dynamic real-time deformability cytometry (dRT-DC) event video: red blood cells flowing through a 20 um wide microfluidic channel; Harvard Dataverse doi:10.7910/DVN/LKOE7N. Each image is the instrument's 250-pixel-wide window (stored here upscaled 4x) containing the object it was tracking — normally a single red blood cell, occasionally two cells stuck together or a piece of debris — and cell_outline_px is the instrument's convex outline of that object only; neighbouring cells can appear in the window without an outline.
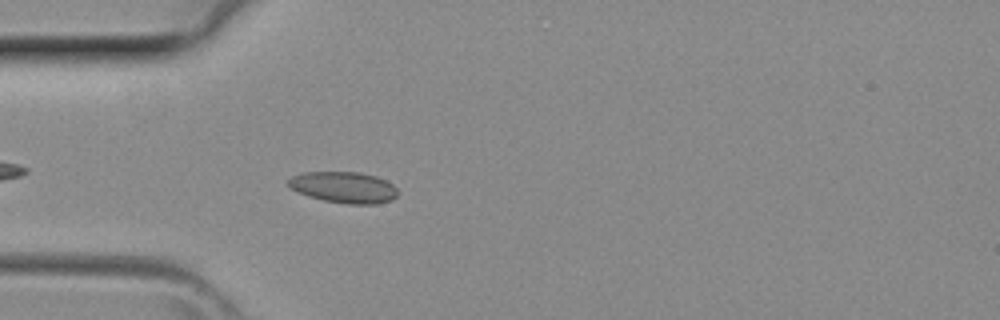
{"species": "common noctule bat (a hibernating species)", "species_latin": "Nyctalus noctula", "temperature_condition": "room temperature", "stored_images_in_passage": 3, "camera_frame_rate_fps": 3000, "um_per_image_px": 0.085, "animal": {"sex": "female", "body_mass_g": 29.2, "forearm_length_mm": 56.3}, "frame": {"image": 1, "passage_image": 3, "time_ms": 0.667, "image_size_px": [1000, 320], "cell_outline_px": [[396, 196], [392, 200], [376, 204], [344, 204], [324, 200], [308, 196], [292, 188], [288, 184], [288, 180], [292, 176], [304, 172], [360, 172], [376, 176], [392, 184], [396, 188]], "centroid_in_image_um": [29.24, 15.92], "position_along_channel_um": 55.8, "area_um2": 19.77}}